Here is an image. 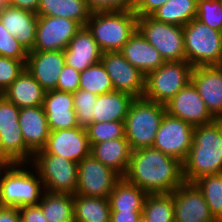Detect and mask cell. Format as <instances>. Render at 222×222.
<instances>
[{
  "instance_id": "cell-45",
  "label": "cell",
  "mask_w": 222,
  "mask_h": 222,
  "mask_svg": "<svg viewBox=\"0 0 222 222\" xmlns=\"http://www.w3.org/2000/svg\"><path fill=\"white\" fill-rule=\"evenodd\" d=\"M21 218L17 207L0 206V222H19Z\"/></svg>"
},
{
  "instance_id": "cell-30",
  "label": "cell",
  "mask_w": 222,
  "mask_h": 222,
  "mask_svg": "<svg viewBox=\"0 0 222 222\" xmlns=\"http://www.w3.org/2000/svg\"><path fill=\"white\" fill-rule=\"evenodd\" d=\"M74 222H110L109 199L74 194Z\"/></svg>"
},
{
  "instance_id": "cell-1",
  "label": "cell",
  "mask_w": 222,
  "mask_h": 222,
  "mask_svg": "<svg viewBox=\"0 0 222 222\" xmlns=\"http://www.w3.org/2000/svg\"><path fill=\"white\" fill-rule=\"evenodd\" d=\"M124 178L147 194L172 193L185 182L182 162L154 147L131 152Z\"/></svg>"
},
{
  "instance_id": "cell-38",
  "label": "cell",
  "mask_w": 222,
  "mask_h": 222,
  "mask_svg": "<svg viewBox=\"0 0 222 222\" xmlns=\"http://www.w3.org/2000/svg\"><path fill=\"white\" fill-rule=\"evenodd\" d=\"M196 18L211 29L222 32L221 0H198Z\"/></svg>"
},
{
  "instance_id": "cell-48",
  "label": "cell",
  "mask_w": 222,
  "mask_h": 222,
  "mask_svg": "<svg viewBox=\"0 0 222 222\" xmlns=\"http://www.w3.org/2000/svg\"><path fill=\"white\" fill-rule=\"evenodd\" d=\"M10 5V0H0V13Z\"/></svg>"
},
{
  "instance_id": "cell-12",
  "label": "cell",
  "mask_w": 222,
  "mask_h": 222,
  "mask_svg": "<svg viewBox=\"0 0 222 222\" xmlns=\"http://www.w3.org/2000/svg\"><path fill=\"white\" fill-rule=\"evenodd\" d=\"M194 128L191 124L166 112L152 147L183 163L193 143Z\"/></svg>"
},
{
  "instance_id": "cell-37",
  "label": "cell",
  "mask_w": 222,
  "mask_h": 222,
  "mask_svg": "<svg viewBox=\"0 0 222 222\" xmlns=\"http://www.w3.org/2000/svg\"><path fill=\"white\" fill-rule=\"evenodd\" d=\"M97 97L98 95L82 89H78L73 93L74 110L79 127L86 128L93 123V106L97 101Z\"/></svg>"
},
{
  "instance_id": "cell-21",
  "label": "cell",
  "mask_w": 222,
  "mask_h": 222,
  "mask_svg": "<svg viewBox=\"0 0 222 222\" xmlns=\"http://www.w3.org/2000/svg\"><path fill=\"white\" fill-rule=\"evenodd\" d=\"M43 108L50 131L78 127L73 93L56 89L46 91Z\"/></svg>"
},
{
  "instance_id": "cell-18",
  "label": "cell",
  "mask_w": 222,
  "mask_h": 222,
  "mask_svg": "<svg viewBox=\"0 0 222 222\" xmlns=\"http://www.w3.org/2000/svg\"><path fill=\"white\" fill-rule=\"evenodd\" d=\"M191 83L195 86L209 112L222 119V67L220 65L193 67Z\"/></svg>"
},
{
  "instance_id": "cell-35",
  "label": "cell",
  "mask_w": 222,
  "mask_h": 222,
  "mask_svg": "<svg viewBox=\"0 0 222 222\" xmlns=\"http://www.w3.org/2000/svg\"><path fill=\"white\" fill-rule=\"evenodd\" d=\"M79 89L102 95L114 91L111 79L101 62L89 66L80 73Z\"/></svg>"
},
{
  "instance_id": "cell-28",
  "label": "cell",
  "mask_w": 222,
  "mask_h": 222,
  "mask_svg": "<svg viewBox=\"0 0 222 222\" xmlns=\"http://www.w3.org/2000/svg\"><path fill=\"white\" fill-rule=\"evenodd\" d=\"M91 11L85 0H40L37 15L68 18L81 27L89 20Z\"/></svg>"
},
{
  "instance_id": "cell-27",
  "label": "cell",
  "mask_w": 222,
  "mask_h": 222,
  "mask_svg": "<svg viewBox=\"0 0 222 222\" xmlns=\"http://www.w3.org/2000/svg\"><path fill=\"white\" fill-rule=\"evenodd\" d=\"M134 99L131 95L120 91L98 95L93 106V122L124 121Z\"/></svg>"
},
{
  "instance_id": "cell-26",
  "label": "cell",
  "mask_w": 222,
  "mask_h": 222,
  "mask_svg": "<svg viewBox=\"0 0 222 222\" xmlns=\"http://www.w3.org/2000/svg\"><path fill=\"white\" fill-rule=\"evenodd\" d=\"M46 91L25 68L3 92V96L18 108L43 106Z\"/></svg>"
},
{
  "instance_id": "cell-6",
  "label": "cell",
  "mask_w": 222,
  "mask_h": 222,
  "mask_svg": "<svg viewBox=\"0 0 222 222\" xmlns=\"http://www.w3.org/2000/svg\"><path fill=\"white\" fill-rule=\"evenodd\" d=\"M185 57L193 67L221 65L222 32L211 29L197 18L183 26Z\"/></svg>"
},
{
  "instance_id": "cell-10",
  "label": "cell",
  "mask_w": 222,
  "mask_h": 222,
  "mask_svg": "<svg viewBox=\"0 0 222 222\" xmlns=\"http://www.w3.org/2000/svg\"><path fill=\"white\" fill-rule=\"evenodd\" d=\"M138 30L165 62L186 60L183 26L159 22L151 16H142L138 17Z\"/></svg>"
},
{
  "instance_id": "cell-33",
  "label": "cell",
  "mask_w": 222,
  "mask_h": 222,
  "mask_svg": "<svg viewBox=\"0 0 222 222\" xmlns=\"http://www.w3.org/2000/svg\"><path fill=\"white\" fill-rule=\"evenodd\" d=\"M142 214L148 222H174L173 192L148 194Z\"/></svg>"
},
{
  "instance_id": "cell-32",
  "label": "cell",
  "mask_w": 222,
  "mask_h": 222,
  "mask_svg": "<svg viewBox=\"0 0 222 222\" xmlns=\"http://www.w3.org/2000/svg\"><path fill=\"white\" fill-rule=\"evenodd\" d=\"M197 6L198 0H168L151 17L159 22L185 26L196 18Z\"/></svg>"
},
{
  "instance_id": "cell-40",
  "label": "cell",
  "mask_w": 222,
  "mask_h": 222,
  "mask_svg": "<svg viewBox=\"0 0 222 222\" xmlns=\"http://www.w3.org/2000/svg\"><path fill=\"white\" fill-rule=\"evenodd\" d=\"M26 61L0 56V91L3 93L25 69Z\"/></svg>"
},
{
  "instance_id": "cell-31",
  "label": "cell",
  "mask_w": 222,
  "mask_h": 222,
  "mask_svg": "<svg viewBox=\"0 0 222 222\" xmlns=\"http://www.w3.org/2000/svg\"><path fill=\"white\" fill-rule=\"evenodd\" d=\"M38 206L48 222H74L72 194L44 191Z\"/></svg>"
},
{
  "instance_id": "cell-5",
  "label": "cell",
  "mask_w": 222,
  "mask_h": 222,
  "mask_svg": "<svg viewBox=\"0 0 222 222\" xmlns=\"http://www.w3.org/2000/svg\"><path fill=\"white\" fill-rule=\"evenodd\" d=\"M166 113L165 105L135 98L124 119L125 138L133 150L152 147L155 135Z\"/></svg>"
},
{
  "instance_id": "cell-8",
  "label": "cell",
  "mask_w": 222,
  "mask_h": 222,
  "mask_svg": "<svg viewBox=\"0 0 222 222\" xmlns=\"http://www.w3.org/2000/svg\"><path fill=\"white\" fill-rule=\"evenodd\" d=\"M30 164L38 172L45 191L76 194L78 163L41 149L34 153Z\"/></svg>"
},
{
  "instance_id": "cell-17",
  "label": "cell",
  "mask_w": 222,
  "mask_h": 222,
  "mask_svg": "<svg viewBox=\"0 0 222 222\" xmlns=\"http://www.w3.org/2000/svg\"><path fill=\"white\" fill-rule=\"evenodd\" d=\"M173 198L174 222H217L194 183L184 182L173 192Z\"/></svg>"
},
{
  "instance_id": "cell-42",
  "label": "cell",
  "mask_w": 222,
  "mask_h": 222,
  "mask_svg": "<svg viewBox=\"0 0 222 222\" xmlns=\"http://www.w3.org/2000/svg\"><path fill=\"white\" fill-rule=\"evenodd\" d=\"M91 12L132 10L134 0H85Z\"/></svg>"
},
{
  "instance_id": "cell-14",
  "label": "cell",
  "mask_w": 222,
  "mask_h": 222,
  "mask_svg": "<svg viewBox=\"0 0 222 222\" xmlns=\"http://www.w3.org/2000/svg\"><path fill=\"white\" fill-rule=\"evenodd\" d=\"M81 26L68 18L38 16L32 51H64Z\"/></svg>"
},
{
  "instance_id": "cell-24",
  "label": "cell",
  "mask_w": 222,
  "mask_h": 222,
  "mask_svg": "<svg viewBox=\"0 0 222 222\" xmlns=\"http://www.w3.org/2000/svg\"><path fill=\"white\" fill-rule=\"evenodd\" d=\"M120 53L145 76L158 69L165 61L137 29L123 45Z\"/></svg>"
},
{
  "instance_id": "cell-9",
  "label": "cell",
  "mask_w": 222,
  "mask_h": 222,
  "mask_svg": "<svg viewBox=\"0 0 222 222\" xmlns=\"http://www.w3.org/2000/svg\"><path fill=\"white\" fill-rule=\"evenodd\" d=\"M20 108L0 97V164L30 163L34 153L26 146L18 122Z\"/></svg>"
},
{
  "instance_id": "cell-46",
  "label": "cell",
  "mask_w": 222,
  "mask_h": 222,
  "mask_svg": "<svg viewBox=\"0 0 222 222\" xmlns=\"http://www.w3.org/2000/svg\"><path fill=\"white\" fill-rule=\"evenodd\" d=\"M142 212H111L110 222H136Z\"/></svg>"
},
{
  "instance_id": "cell-3",
  "label": "cell",
  "mask_w": 222,
  "mask_h": 222,
  "mask_svg": "<svg viewBox=\"0 0 222 222\" xmlns=\"http://www.w3.org/2000/svg\"><path fill=\"white\" fill-rule=\"evenodd\" d=\"M44 191L43 182L30 163L0 164V206H37Z\"/></svg>"
},
{
  "instance_id": "cell-34",
  "label": "cell",
  "mask_w": 222,
  "mask_h": 222,
  "mask_svg": "<svg viewBox=\"0 0 222 222\" xmlns=\"http://www.w3.org/2000/svg\"><path fill=\"white\" fill-rule=\"evenodd\" d=\"M202 192L210 213L222 222V173L204 175L193 182Z\"/></svg>"
},
{
  "instance_id": "cell-39",
  "label": "cell",
  "mask_w": 222,
  "mask_h": 222,
  "mask_svg": "<svg viewBox=\"0 0 222 222\" xmlns=\"http://www.w3.org/2000/svg\"><path fill=\"white\" fill-rule=\"evenodd\" d=\"M0 56L26 61L28 51L11 35L0 21Z\"/></svg>"
},
{
  "instance_id": "cell-43",
  "label": "cell",
  "mask_w": 222,
  "mask_h": 222,
  "mask_svg": "<svg viewBox=\"0 0 222 222\" xmlns=\"http://www.w3.org/2000/svg\"><path fill=\"white\" fill-rule=\"evenodd\" d=\"M168 0H134L133 12L137 17L151 16L159 7Z\"/></svg>"
},
{
  "instance_id": "cell-19",
  "label": "cell",
  "mask_w": 222,
  "mask_h": 222,
  "mask_svg": "<svg viewBox=\"0 0 222 222\" xmlns=\"http://www.w3.org/2000/svg\"><path fill=\"white\" fill-rule=\"evenodd\" d=\"M64 51H29L25 68L45 91L55 90L65 66Z\"/></svg>"
},
{
  "instance_id": "cell-20",
  "label": "cell",
  "mask_w": 222,
  "mask_h": 222,
  "mask_svg": "<svg viewBox=\"0 0 222 222\" xmlns=\"http://www.w3.org/2000/svg\"><path fill=\"white\" fill-rule=\"evenodd\" d=\"M102 51L86 26H82L71 38L64 50L65 63L77 71L101 62Z\"/></svg>"
},
{
  "instance_id": "cell-11",
  "label": "cell",
  "mask_w": 222,
  "mask_h": 222,
  "mask_svg": "<svg viewBox=\"0 0 222 222\" xmlns=\"http://www.w3.org/2000/svg\"><path fill=\"white\" fill-rule=\"evenodd\" d=\"M76 194L108 199L115 184L122 178L92 154L78 163Z\"/></svg>"
},
{
  "instance_id": "cell-16",
  "label": "cell",
  "mask_w": 222,
  "mask_h": 222,
  "mask_svg": "<svg viewBox=\"0 0 222 222\" xmlns=\"http://www.w3.org/2000/svg\"><path fill=\"white\" fill-rule=\"evenodd\" d=\"M43 150L48 154L62 156L79 163L91 154L86 128L75 127L50 131Z\"/></svg>"
},
{
  "instance_id": "cell-13",
  "label": "cell",
  "mask_w": 222,
  "mask_h": 222,
  "mask_svg": "<svg viewBox=\"0 0 222 222\" xmlns=\"http://www.w3.org/2000/svg\"><path fill=\"white\" fill-rule=\"evenodd\" d=\"M101 63L111 79L114 91L143 98L145 75L131 65L120 52H103Z\"/></svg>"
},
{
  "instance_id": "cell-49",
  "label": "cell",
  "mask_w": 222,
  "mask_h": 222,
  "mask_svg": "<svg viewBox=\"0 0 222 222\" xmlns=\"http://www.w3.org/2000/svg\"><path fill=\"white\" fill-rule=\"evenodd\" d=\"M136 222H148L143 214L140 215L139 219Z\"/></svg>"
},
{
  "instance_id": "cell-4",
  "label": "cell",
  "mask_w": 222,
  "mask_h": 222,
  "mask_svg": "<svg viewBox=\"0 0 222 222\" xmlns=\"http://www.w3.org/2000/svg\"><path fill=\"white\" fill-rule=\"evenodd\" d=\"M102 52H120L138 29L133 10L91 12L85 25Z\"/></svg>"
},
{
  "instance_id": "cell-41",
  "label": "cell",
  "mask_w": 222,
  "mask_h": 222,
  "mask_svg": "<svg viewBox=\"0 0 222 222\" xmlns=\"http://www.w3.org/2000/svg\"><path fill=\"white\" fill-rule=\"evenodd\" d=\"M80 71L75 70L65 64L60 72L56 90L75 93L80 86Z\"/></svg>"
},
{
  "instance_id": "cell-47",
  "label": "cell",
  "mask_w": 222,
  "mask_h": 222,
  "mask_svg": "<svg viewBox=\"0 0 222 222\" xmlns=\"http://www.w3.org/2000/svg\"><path fill=\"white\" fill-rule=\"evenodd\" d=\"M40 0H10V5L37 14Z\"/></svg>"
},
{
  "instance_id": "cell-44",
  "label": "cell",
  "mask_w": 222,
  "mask_h": 222,
  "mask_svg": "<svg viewBox=\"0 0 222 222\" xmlns=\"http://www.w3.org/2000/svg\"><path fill=\"white\" fill-rule=\"evenodd\" d=\"M19 212L25 222H48L38 205L21 207Z\"/></svg>"
},
{
  "instance_id": "cell-7",
  "label": "cell",
  "mask_w": 222,
  "mask_h": 222,
  "mask_svg": "<svg viewBox=\"0 0 222 222\" xmlns=\"http://www.w3.org/2000/svg\"><path fill=\"white\" fill-rule=\"evenodd\" d=\"M192 70L186 60L164 62L145 76L143 98L165 105L191 82Z\"/></svg>"
},
{
  "instance_id": "cell-36",
  "label": "cell",
  "mask_w": 222,
  "mask_h": 222,
  "mask_svg": "<svg viewBox=\"0 0 222 222\" xmlns=\"http://www.w3.org/2000/svg\"><path fill=\"white\" fill-rule=\"evenodd\" d=\"M86 131L90 145L125 138L124 121L93 122Z\"/></svg>"
},
{
  "instance_id": "cell-2",
  "label": "cell",
  "mask_w": 222,
  "mask_h": 222,
  "mask_svg": "<svg viewBox=\"0 0 222 222\" xmlns=\"http://www.w3.org/2000/svg\"><path fill=\"white\" fill-rule=\"evenodd\" d=\"M185 182L222 173V119L195 126L193 143L182 163Z\"/></svg>"
},
{
  "instance_id": "cell-29",
  "label": "cell",
  "mask_w": 222,
  "mask_h": 222,
  "mask_svg": "<svg viewBox=\"0 0 222 222\" xmlns=\"http://www.w3.org/2000/svg\"><path fill=\"white\" fill-rule=\"evenodd\" d=\"M147 195L143 189L122 177L108 198L111 212H142Z\"/></svg>"
},
{
  "instance_id": "cell-15",
  "label": "cell",
  "mask_w": 222,
  "mask_h": 222,
  "mask_svg": "<svg viewBox=\"0 0 222 222\" xmlns=\"http://www.w3.org/2000/svg\"><path fill=\"white\" fill-rule=\"evenodd\" d=\"M165 107L169 115L180 118L194 127L216 120L191 82L167 102Z\"/></svg>"
},
{
  "instance_id": "cell-22",
  "label": "cell",
  "mask_w": 222,
  "mask_h": 222,
  "mask_svg": "<svg viewBox=\"0 0 222 222\" xmlns=\"http://www.w3.org/2000/svg\"><path fill=\"white\" fill-rule=\"evenodd\" d=\"M0 21L28 52L33 50L38 24L36 13L9 5L0 13Z\"/></svg>"
},
{
  "instance_id": "cell-23",
  "label": "cell",
  "mask_w": 222,
  "mask_h": 222,
  "mask_svg": "<svg viewBox=\"0 0 222 222\" xmlns=\"http://www.w3.org/2000/svg\"><path fill=\"white\" fill-rule=\"evenodd\" d=\"M18 122L24 142L33 153L46 146L50 129L43 106L21 108Z\"/></svg>"
},
{
  "instance_id": "cell-25",
  "label": "cell",
  "mask_w": 222,
  "mask_h": 222,
  "mask_svg": "<svg viewBox=\"0 0 222 222\" xmlns=\"http://www.w3.org/2000/svg\"><path fill=\"white\" fill-rule=\"evenodd\" d=\"M131 152L132 149L126 138L107 140L91 145L92 156L121 177H124L128 171Z\"/></svg>"
}]
</instances>
